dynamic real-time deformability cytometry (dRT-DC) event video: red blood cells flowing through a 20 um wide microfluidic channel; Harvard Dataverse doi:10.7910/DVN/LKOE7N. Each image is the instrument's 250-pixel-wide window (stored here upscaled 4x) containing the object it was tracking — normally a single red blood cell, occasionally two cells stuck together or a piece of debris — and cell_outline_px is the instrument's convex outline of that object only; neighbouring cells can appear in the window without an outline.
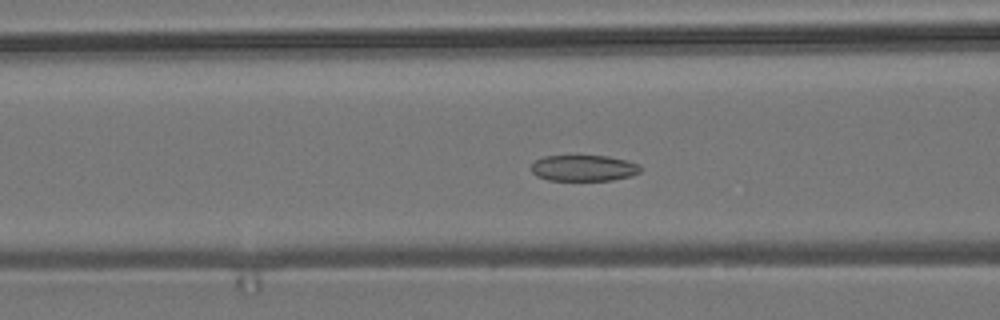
{"species": "common noctule bat (a hibernating species)", "species_latin": "Nyctalus noctula", "temperature_condition": "room temperature", "stored_images_in_passage": 50, "camera_frame_rate_fps": 3000, "um_per_image_px": 0.085, "animal": {"sex": "male", "body_mass_g": 19.2, "forearm_length_mm": 51.8}, "frame": {"image": 1, "passage_image": 16, "time_ms": 5.0, "image_size_px": [1000, 320], "cell_outline_px": [[640, 172], [632, 176], [612, 180], [548, 180], [536, 176], [532, 172], [532, 164], [536, 160], [544, 156], [608, 156], [640, 164]], "centroid_in_image_um": [49.62, 14.29], "position_along_channel_um": 117.0, "area_um2": 16.53}}
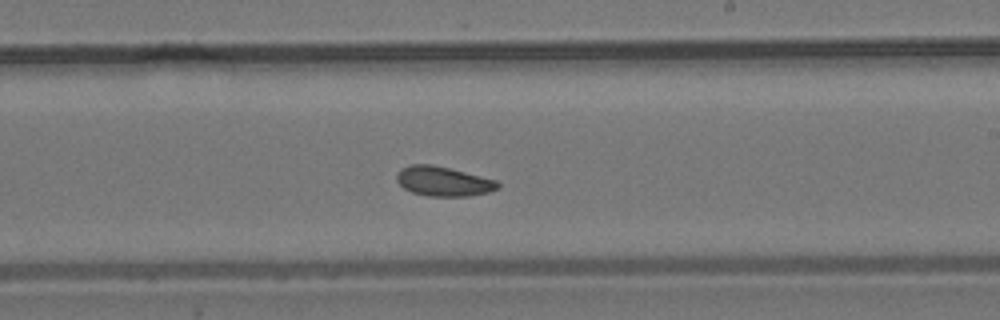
{"frame": {"image": 2, "passage_image": 27, "time_ms": 8.667, "image_size_px": [1000, 320], "cell_outline_px": [[500, 188], [488, 192], [468, 196], [428, 196], [412, 192], [404, 188], [396, 180], [396, 176], [400, 168], [412, 164], [432, 164], [496, 180], [500, 184]], "centroid_in_image_um": [37.67, 15.41], "position_along_channel_um": 251.3, "area_um2": 17.34}}
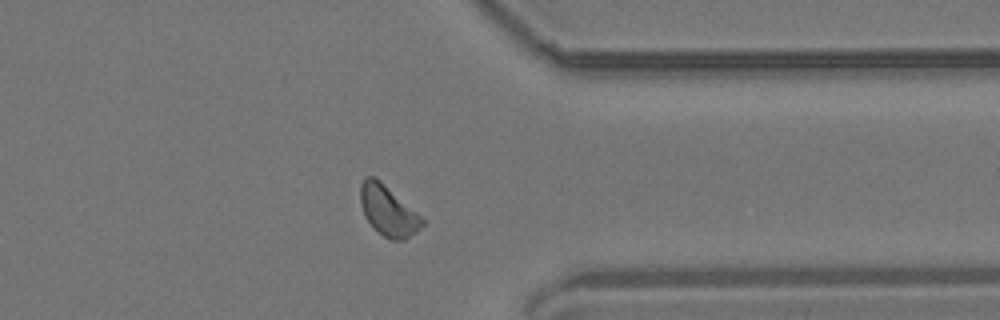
{"frame": {"image": 3, "passage_image": 38, "time_ms": 12.333, "image_size_px": [1000, 320], "cell_outline_px": [[424, 224], [416, 232], [404, 240], [392, 240], [384, 236], [372, 228], [364, 216], [360, 204], [360, 184], [364, 176], [376, 176], [420, 216], [424, 220]], "centroid_in_image_um": [32.94, 17.9], "position_along_channel_um": 378.5, "area_um2": 18.15}, "authors_computed_cell_mechanics": {"area_um2": 17.6579, "velocity_mm_per_s": 3.667, "shape_relaxation_time_tau1_ms": 3.2285, "shape_relaxation_time_tau2_ms": 6.7751, "deformation_change_tau1": 0.0509, "deformation_change_tau2": 0.1173}}